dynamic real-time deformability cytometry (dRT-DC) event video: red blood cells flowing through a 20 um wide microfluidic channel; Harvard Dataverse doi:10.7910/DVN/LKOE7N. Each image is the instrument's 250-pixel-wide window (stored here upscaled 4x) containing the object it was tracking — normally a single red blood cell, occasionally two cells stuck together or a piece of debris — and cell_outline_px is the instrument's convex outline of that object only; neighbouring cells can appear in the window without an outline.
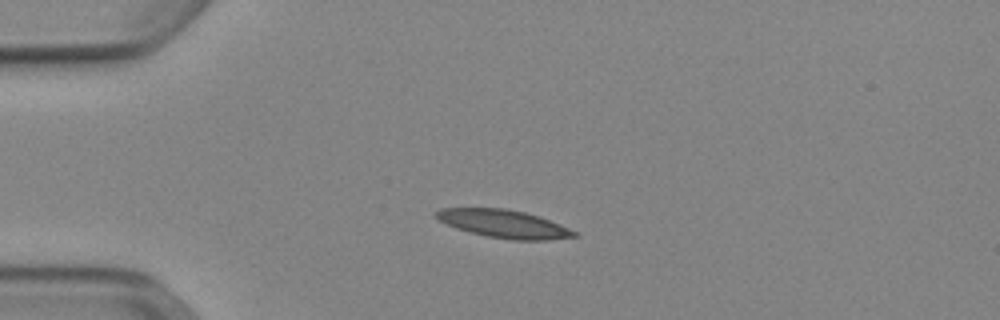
{"species": "Egyptian fruit bat (a non-hibernating species)", "species_latin": "Rousettus aegyptiacus", "temperature_condition": "cold", "stored_images_in_passage": 40, "camera_frame_rate_fps": 3000, "um_per_image_px": 0.085, "animal": {"sex": "female"}, "frame": {"image": 1, "passage_image": 1, "time_ms": 0.0, "image_size_px": [1000, 320], "cell_outline_px": [[580, 236], [548, 240], [512, 240], [488, 236], [468, 232], [456, 228], [440, 220], [432, 212], [440, 208], [504, 208], [524, 212], [540, 216], [568, 228], [576, 232]], "centroid_in_image_um": [42.82, 19.02], "position_along_channel_um": 42.2, "area_um2": 22.48}}
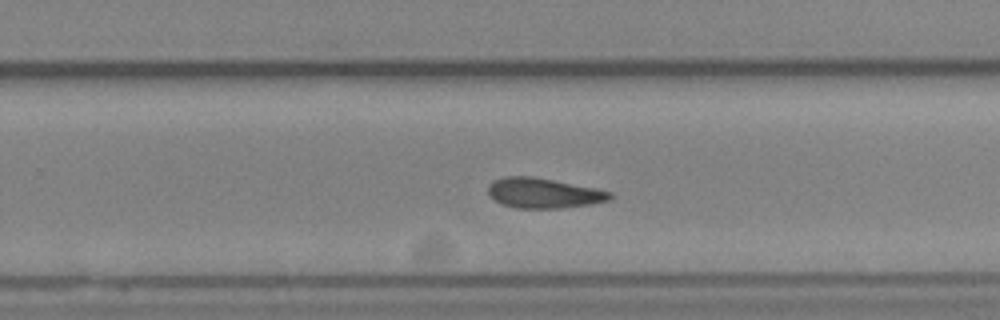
{"frame": {"image": 2, "passage_image": 22, "time_ms": 7.0, "image_size_px": [1000, 320], "cell_outline_px": [[612, 196], [608, 200], [588, 204], [560, 208], [516, 208], [500, 204], [488, 192], [488, 184], [492, 180], [504, 176], [532, 176], [596, 188], [612, 192]], "centroid_in_image_um": [46.16, 16.4], "position_along_channel_um": 283.6, "area_um2": 21.27}}
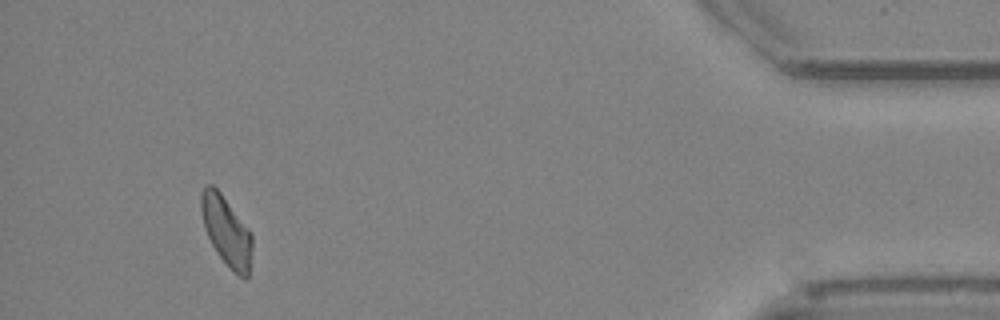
{"frame": {"image": 3, "passage_image": 37, "time_ms": 12.0, "image_size_px": [1000, 320], "cell_outline_px": [[252, 248], [248, 280], [244, 280], [232, 272], [216, 252], [204, 228], [200, 212], [200, 196], [204, 188], [208, 184], [212, 184], [220, 192], [252, 232]], "centroid_in_image_um": [19.26, 19.68], "position_along_channel_um": 415.9, "area_um2": 20.98}, "authors_computed_cell_mechanics": {"area_um2": 21.4438, "velocity_mm_per_s": 3.8841, "shape_relaxation_time_tau1_ms": 6.9939, "shape_relaxation_time_tau2_ms": 4.9054, "deformation_change_tau1": 0.1796, "deformation_change_tau2": 0.136}}